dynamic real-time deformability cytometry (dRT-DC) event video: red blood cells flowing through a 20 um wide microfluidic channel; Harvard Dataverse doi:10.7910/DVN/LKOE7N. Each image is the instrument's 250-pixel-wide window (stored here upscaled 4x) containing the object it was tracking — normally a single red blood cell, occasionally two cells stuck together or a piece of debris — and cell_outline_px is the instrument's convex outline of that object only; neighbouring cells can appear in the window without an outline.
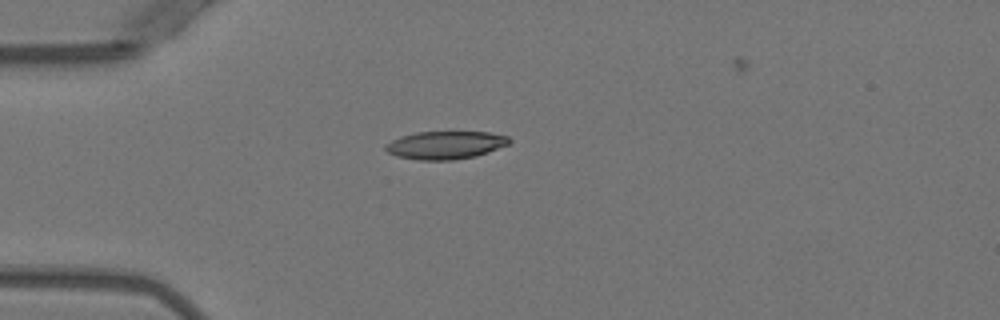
{"species": "Egyptian fruit bat (a non-hibernating species)", "species_latin": "Rousettus aegyptiacus", "temperature_condition": "warm", "stored_images_in_passage": 38, "camera_frame_rate_fps": 3000, "um_per_image_px": 0.085, "animal": {"sex": "female"}, "frame": {"image": 1, "passage_image": 1, "time_ms": 0.0, "image_size_px": [1000, 320], "cell_outline_px": [[508, 140], [484, 152], [468, 156], [404, 156], [396, 152], [412, 136], [428, 132], [480, 132], [500, 136]], "centroid_in_image_um": [38.23, 12.25], "position_along_channel_um": 46.8, "area_um2": 15.09}}
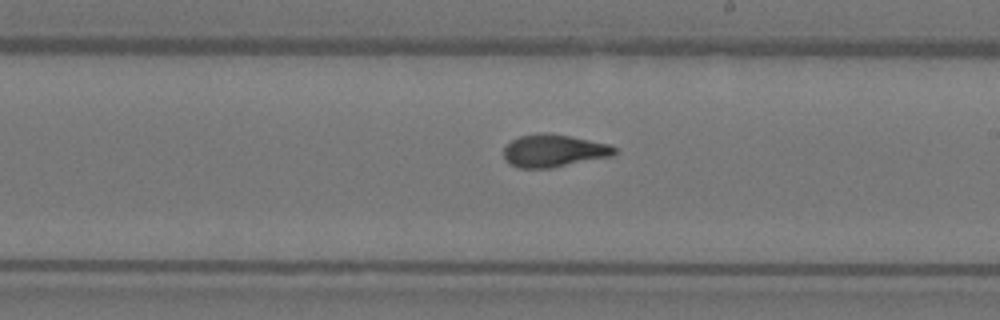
{"frame": {"image": 2, "passage_image": 17, "time_ms": 5.333, "image_size_px": [1000, 320], "cell_outline_px": [[612, 152], [552, 164], [520, 164], [512, 160], [508, 156], [508, 148], [512, 144], [520, 140], [544, 136], [552, 136], [576, 140], [612, 148]], "centroid_in_image_um": [46.98, 12.78], "position_along_channel_um": 242.0, "area_um2": 14.74}}
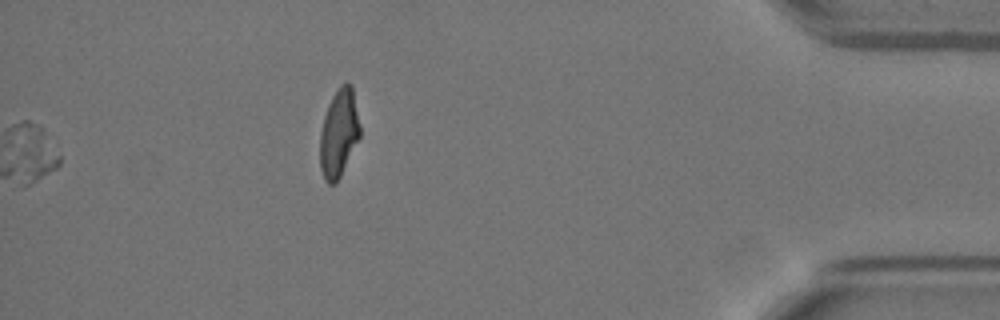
{"frame": {"image": 3, "passage_image": 33, "time_ms": 10.667, "image_size_px": [1000, 320], "cell_outline_px": [[360, 132], [336, 180], [328, 180], [324, 172], [320, 152], [324, 124], [328, 112], [336, 96], [348, 84], [352, 92], [360, 128]], "centroid_in_image_um": [28.83, 11.34], "position_along_channel_um": 406.4, "area_um2": 17.11}, "authors_computed_cell_mechanics": {"area_um2": 15.9239, "velocity_mm_per_s": 3.9747, "shape_relaxation_time_tau1_ms": null, "shape_relaxation_time_tau2_ms": 2.4278, "deformation_change_tau1": null, "deformation_change_tau2": 0.0568}}